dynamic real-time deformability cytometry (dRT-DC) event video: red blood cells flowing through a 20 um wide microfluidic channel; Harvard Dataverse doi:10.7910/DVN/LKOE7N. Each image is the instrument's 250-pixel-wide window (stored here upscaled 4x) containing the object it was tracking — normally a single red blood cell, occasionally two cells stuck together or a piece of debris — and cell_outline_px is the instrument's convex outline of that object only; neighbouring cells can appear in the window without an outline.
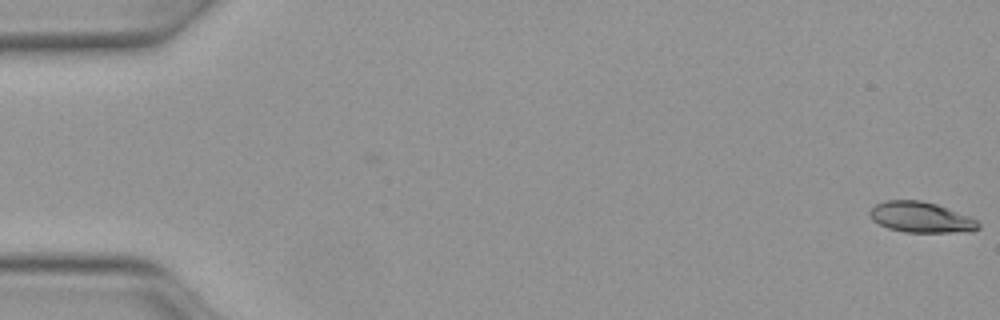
{"species": "Egyptian fruit bat (a non-hibernating species)", "species_latin": "Rousettus aegyptiacus", "temperature_condition": "warm", "stored_images_in_passage": 50, "camera_frame_rate_fps": 3000, "um_per_image_px": 0.085, "animal": {"sex": "female"}, "frame": {"image": 1, "passage_image": 1, "time_ms": 0.0, "image_size_px": [1000, 320], "cell_outline_px": [[980, 228], [972, 232], [904, 232], [888, 228], [872, 220], [868, 212], [876, 204], [888, 200], [920, 200], [936, 204], [968, 216], [976, 220], [980, 224]], "centroid_in_image_um": [78.28, 18.48], "position_along_channel_um": 6.7, "area_um2": 19.31}}
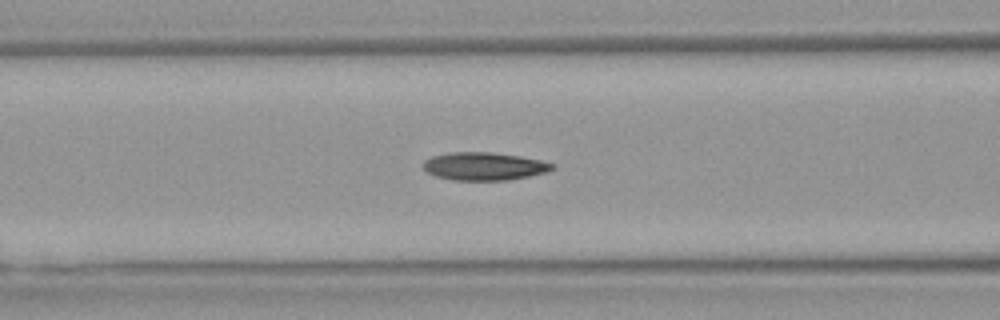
{"frame": {"image": 2, "passage_image": 21, "time_ms": 6.667, "image_size_px": [1000, 320], "cell_outline_px": [[556, 168], [544, 172], [528, 176], [508, 180], [452, 180], [436, 176], [428, 172], [424, 168], [424, 160], [432, 156], [452, 152], [492, 152], [520, 156], [540, 160], [556, 164]], "centroid_in_image_um": [41.17, 14.13], "position_along_channel_um": 125.4, "area_um2": 20.92}}
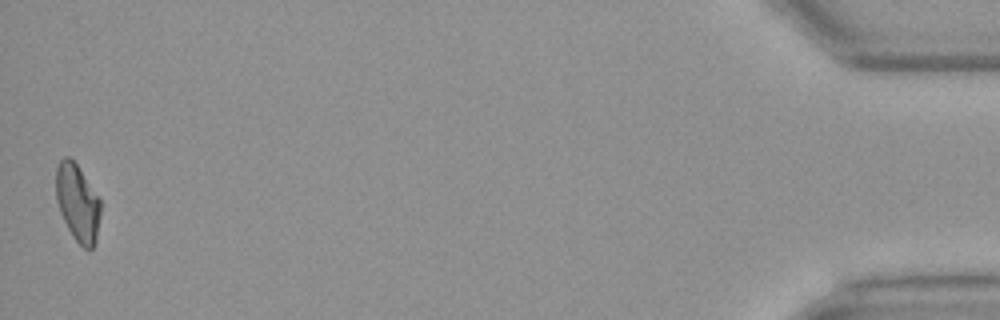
{"frame": {"image": 3, "passage_image": 50, "time_ms": 16.333, "image_size_px": [1000, 320], "cell_outline_px": [[100, 216], [96, 240], [92, 248], [84, 248], [72, 236], [60, 212], [56, 200], [56, 168], [60, 160], [64, 156], [68, 156], [76, 164], [100, 200]], "centroid_in_image_um": [6.58, 17.24], "position_along_channel_um": 428.6, "area_um2": 19.71}, "authors_computed_cell_mechanics": {"area_um2": 20.3745, "velocity_mm_per_s": 4.1165, "shape_relaxation_time_tau1_ms": 6.1881, "shape_relaxation_time_tau2_ms": 3.1289, "deformation_change_tau1": 0.2153, "deformation_change_tau2": 0.1024}}